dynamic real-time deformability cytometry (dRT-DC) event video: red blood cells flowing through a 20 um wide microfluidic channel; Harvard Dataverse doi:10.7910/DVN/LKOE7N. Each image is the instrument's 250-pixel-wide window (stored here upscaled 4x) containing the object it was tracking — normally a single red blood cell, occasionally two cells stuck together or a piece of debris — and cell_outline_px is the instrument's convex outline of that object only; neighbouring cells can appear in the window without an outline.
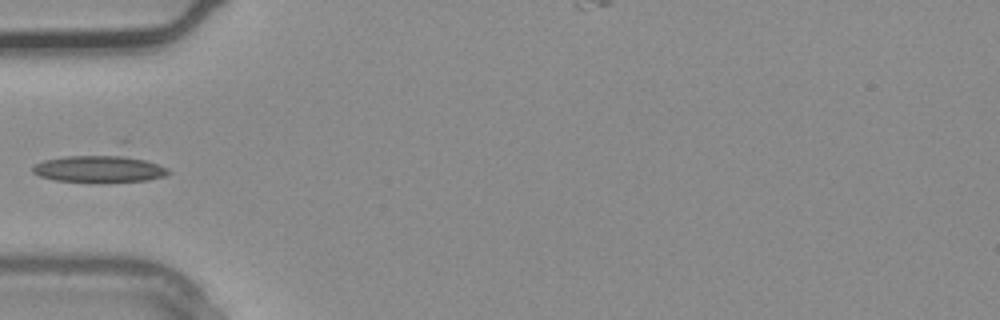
{"species": "common noctule bat (a hibernating species)", "species_latin": "Nyctalus noctula", "temperature_condition": "warm", "stored_images_in_passage": 4, "camera_frame_rate_fps": 3000, "um_per_image_px": 0.085, "animal": {"sex": "male", "body_mass_g": 20.4}, "frame": {"image": 1, "passage_image": 3, "time_ms": 0.667, "image_size_px": [1000, 320], "cell_outline_px": [[172, 172], [164, 176], [148, 180], [56, 180], [40, 176], [32, 172], [32, 168], [36, 164], [44, 160], [120, 140], [128, 140], [168, 168]], "centroid_in_image_um": [8.79, 13.97], "position_along_channel_um": 76.2, "area_um2": 26.88}}